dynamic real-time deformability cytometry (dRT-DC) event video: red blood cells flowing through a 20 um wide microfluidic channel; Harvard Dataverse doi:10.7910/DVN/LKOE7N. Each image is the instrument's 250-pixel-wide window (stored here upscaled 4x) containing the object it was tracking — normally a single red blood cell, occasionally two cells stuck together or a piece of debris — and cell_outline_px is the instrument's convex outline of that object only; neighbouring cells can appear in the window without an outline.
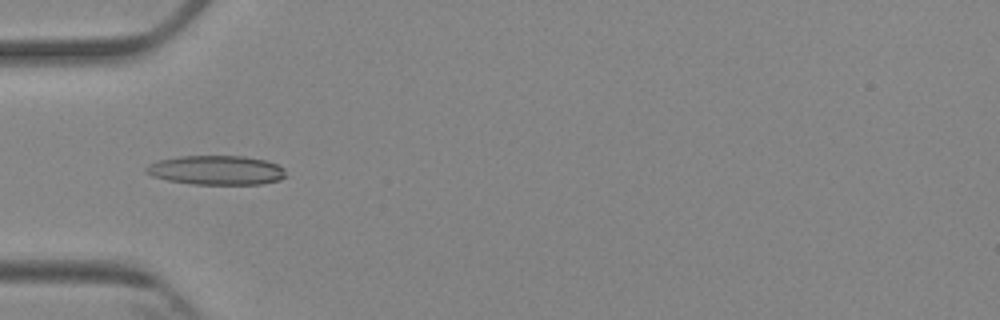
{"species": "Egyptian fruit bat (a non-hibernating species)", "species_latin": "Rousettus aegyptiacus", "temperature_condition": "cold", "stored_images_in_passage": 7, "camera_frame_rate_fps": 3000, "um_per_image_px": 0.085, "animal": {"sex": "female"}, "frame": {"image": 1, "passage_image": 5, "time_ms": 5.0, "image_size_px": [1000, 320], "cell_outline_px": [[288, 176], [280, 180], [260, 184], [192, 184], [168, 180], [152, 176], [144, 172], [144, 168], [148, 164], [160, 160], [180, 156], [244, 156], [264, 160], [276, 164], [284, 168]], "centroid_in_image_um": [18.39, 14.47], "position_along_channel_um": 66.6, "area_um2": 23.93}}
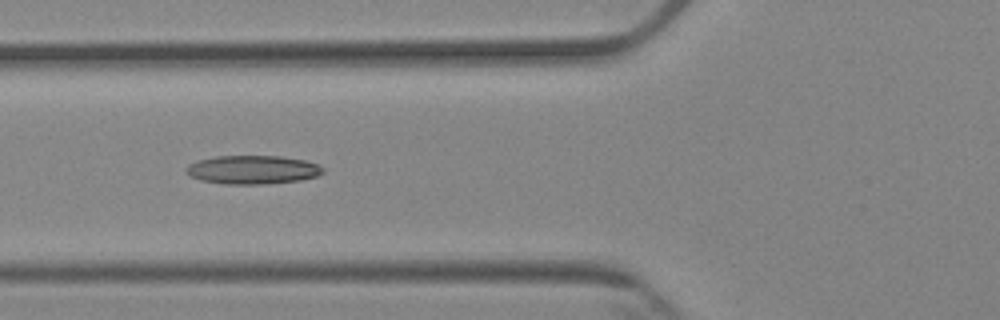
{"frame": {"image": 2, "passage_image": 6, "time_ms": 6.0, "image_size_px": [1000, 320], "cell_outline_px": [[324, 172], [316, 176], [300, 180], [260, 184], [224, 184], [200, 180], [188, 176], [184, 172], [184, 168], [188, 164], [196, 160], [216, 156], [280, 156], [304, 160], [320, 164], [324, 168]], "centroid_in_image_um": [21.42, 14.42], "position_along_channel_um": 104.4, "area_um2": 23.06}}
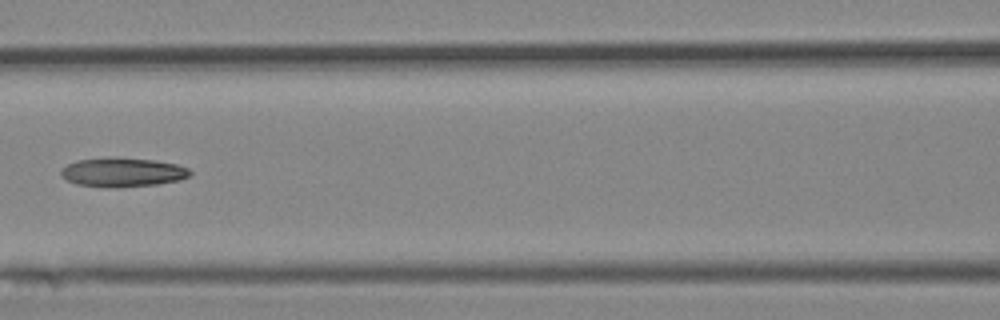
{"frame": {"image": 3, "passage_image": 7, "time_ms": 7.333, "image_size_px": [1000, 320], "cell_outline_px": [[192, 172], [188, 176], [180, 180], [156, 184], [120, 188], [116, 188], [76, 184], [60, 176], [60, 172], [68, 164], [76, 160], [112, 156], [116, 156], [156, 160], [176, 164], [188, 168]], "centroid_in_image_um": [10.42, 14.63], "position_along_channel_um": 156.2, "area_um2": 22.2}}